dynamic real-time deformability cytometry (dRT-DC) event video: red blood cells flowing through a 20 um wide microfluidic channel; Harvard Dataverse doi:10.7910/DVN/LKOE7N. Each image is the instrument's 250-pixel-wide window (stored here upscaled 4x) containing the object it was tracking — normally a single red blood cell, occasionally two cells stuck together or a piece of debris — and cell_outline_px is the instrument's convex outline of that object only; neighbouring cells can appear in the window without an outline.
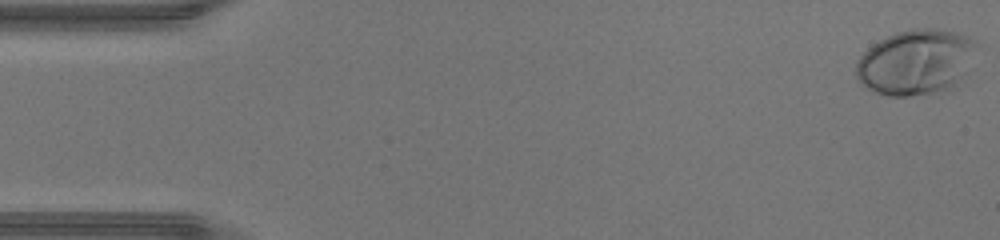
{"species": "human", "species_latin": "Homo sapiens", "temperature_condition": "warm", "stored_images_in_passage": 47, "camera_frame_rate_fps": 3000, "um_per_image_px": 0.085, "donor": {"sex": "male"}, "frame": {"image": 1, "passage_image": 1, "time_ms": 0.0, "image_size_px": [1000, 240], "cell_outline_px": [[976, 44], [968, 72], [956, 88], [940, 92], [908, 96], [888, 96], [876, 92], [860, 84], [856, 76], [856, 60], [872, 44], [896, 32], [912, 28], [936, 28], [956, 32], [968, 36], [976, 40]], "centroid_in_image_um": [77.87, 5.29], "position_along_channel_um": 7.1, "area_um2": 46.53}}
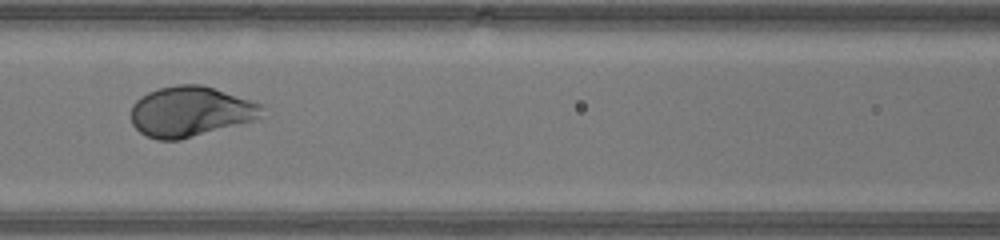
{"frame": {"image": 2, "passage_image": 21, "time_ms": 6.667, "image_size_px": [1000, 240], "cell_outline_px": [[264, 104], [260, 116], [256, 120], [180, 140], [156, 140], [140, 132], [132, 124], [132, 104], [140, 96], [148, 92], [160, 88], [176, 84], [200, 84]], "centroid_in_image_um": [16.18, 9.48], "position_along_channel_um": 150.4, "area_um2": 38.38}}
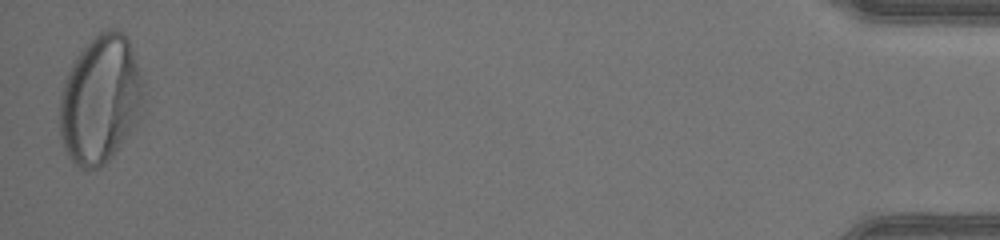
{"frame": {"image": 3, "passage_image": 47, "time_ms": 15.333, "image_size_px": [1000, 240], "cell_outline_px": [[144, 92], [140, 116], [136, 124], [108, 160], [100, 168], [76, 168], [68, 156], [64, 148], [60, 136], [60, 96], [64, 80], [76, 56], [100, 32], [108, 28], [116, 28], [124, 32], [128, 40], [144, 80]], "centroid_in_image_um": [8.53, 8.47], "position_along_channel_um": 426.7, "area_um2": 62.54}, "authors_computed_cell_mechanics": {"area_um2": 40.0554, "velocity_mm_per_s": 4.3561, "shape_relaxation_time_tau1_ms": 2.3653, "shape_relaxation_time_tau2_ms": null, "deformation_change_tau1": 0.1863, "deformation_change_tau2": null}}